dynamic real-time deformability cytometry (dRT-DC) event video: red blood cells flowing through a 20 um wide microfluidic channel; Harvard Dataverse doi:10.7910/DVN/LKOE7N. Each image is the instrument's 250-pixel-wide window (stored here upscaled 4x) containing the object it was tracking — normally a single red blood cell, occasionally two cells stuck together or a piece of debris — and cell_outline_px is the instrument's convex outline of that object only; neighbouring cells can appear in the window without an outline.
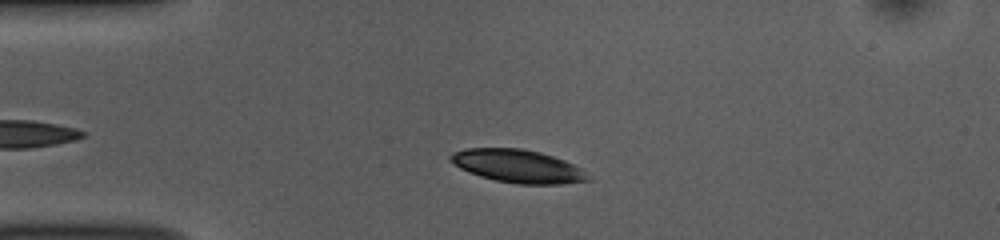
{"species": "common noctule bat (a hibernating species)", "species_latin": "Nyctalus noctula", "temperature_condition": "room temperature", "stored_images_in_passage": 35, "camera_frame_rate_fps": 3000, "um_per_image_px": 0.085, "animal": {"sex": "female", "body_mass_g": 10.0, "forearm_length_mm": 53.1}, "frame": {"image": 1, "passage_image": 7, "time_ms": 2.0, "image_size_px": [1000, 240], "cell_outline_px": [[588, 180], [560, 184], [516, 184], [496, 180], [480, 176], [460, 168], [448, 160], [448, 156], [452, 152], [468, 148], [520, 148], [540, 152], [564, 160], [580, 168], [588, 176]], "centroid_in_image_um": [43.95, 14.11], "position_along_channel_um": 41.0, "area_um2": 26.24}}
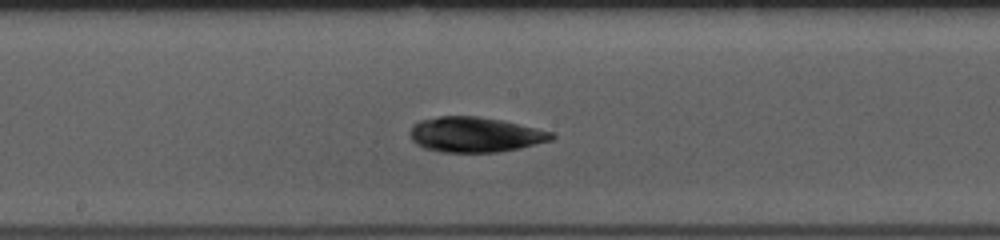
{"frame": {"image": 2, "passage_image": 22, "time_ms": 7.0, "image_size_px": [1000, 240], "cell_outline_px": [[556, 136], [552, 140], [520, 148], [496, 152], [444, 152], [424, 148], [416, 144], [412, 140], [412, 124], [420, 120], [440, 116], [480, 116], [500, 120], [556, 132]], "centroid_in_image_um": [40.42, 11.44], "position_along_channel_um": 207.8, "area_um2": 28.96}}
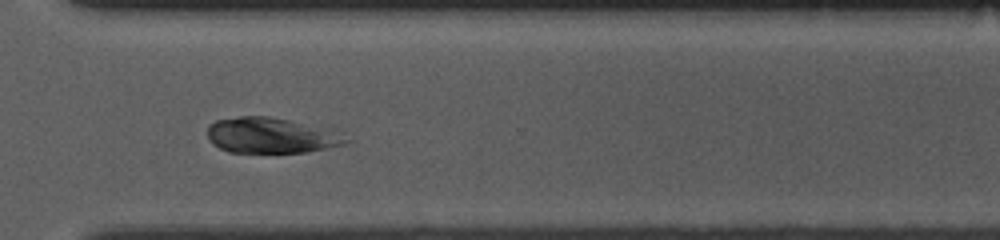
{"frame": {"image": 3, "passage_image": 33, "time_ms": 10.667, "image_size_px": [1000, 240], "cell_outline_px": [[352, 140], [344, 144], [304, 152], [228, 152], [212, 144], [208, 140], [208, 124], [216, 120], [240, 116], [268, 116], [336, 128]], "centroid_in_image_um": [23.11, 11.49], "position_along_channel_um": 347.5, "area_um2": 29.25}, "authors_computed_cell_mechanics": {"area_um2": 28.0908, "velocity_mm_per_s": 3.8147, "shape_relaxation_time_tau1_ms": 1.3673, "shape_relaxation_time_tau2_ms": 1.8827, "deformation_change_tau1": 0.0503, "deformation_change_tau2": 0.0663}}